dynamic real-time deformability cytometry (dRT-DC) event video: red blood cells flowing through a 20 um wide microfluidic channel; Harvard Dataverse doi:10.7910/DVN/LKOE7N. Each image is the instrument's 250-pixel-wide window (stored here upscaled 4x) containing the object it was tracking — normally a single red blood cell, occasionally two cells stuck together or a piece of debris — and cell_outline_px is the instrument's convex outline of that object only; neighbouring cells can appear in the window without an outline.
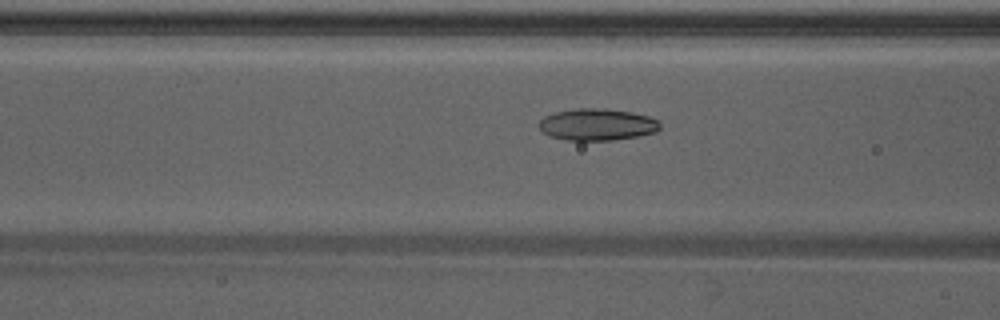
{"species": "Egyptian fruit bat (a non-hibernating species)", "species_latin": "Rousettus aegyptiacus", "temperature_condition": "warm", "stored_images_in_passage": 42, "camera_frame_rate_fps": 3000, "um_per_image_px": 0.085, "animal": {"sex": "male"}, "frame": {"image": 1, "passage_image": 13, "time_ms": 4.0, "image_size_px": [1000, 320], "cell_outline_px": [[660, 128], [656, 132], [636, 136], [612, 140], [568, 140], [548, 136], [536, 124], [544, 116], [556, 112], [576, 108], [604, 108], [632, 112], [648, 116], [656, 120], [660, 124]], "centroid_in_image_um": [50.73, 10.58], "position_along_channel_um": 115.9, "area_um2": 22.43}}
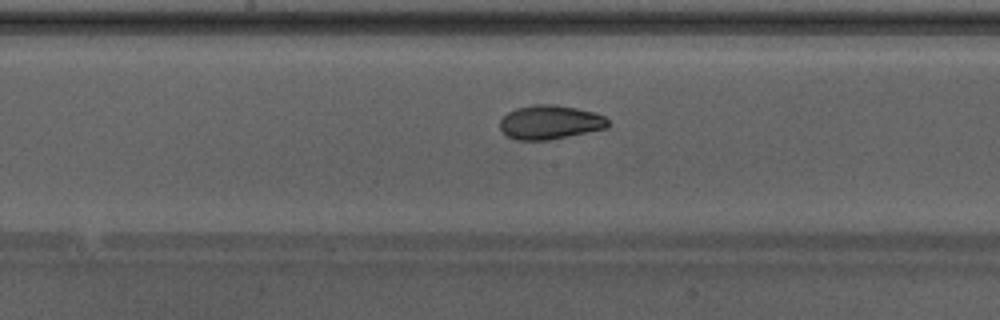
{"frame": {"image": 2, "passage_image": 19, "time_ms": 6.0, "image_size_px": [1000, 320], "cell_outline_px": [[608, 128], [548, 140], [516, 140], [508, 136], [500, 128], [500, 120], [508, 112], [516, 108], [532, 104], [556, 104], [576, 108], [592, 112], [604, 116], [608, 120]], "centroid_in_image_um": [46.74, 10.38], "position_along_channel_um": 201.5, "area_um2": 21.39}, "authors_computed_cell_mechanics": {"area_um2": 21.7617, "velocity_mm_per_s": 4.2757, "shape_relaxation_time_tau1_ms": 3.8817, "shape_relaxation_time_tau2_ms": 1.4619, "deformation_change_tau1": 0.1516, "deformation_change_tau2": 0.064}}